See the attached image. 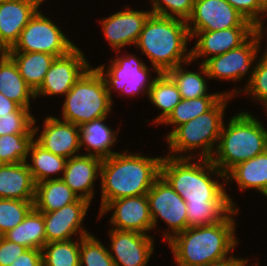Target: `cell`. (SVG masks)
<instances>
[{
  "label": "cell",
  "instance_id": "7bdbcfd3",
  "mask_svg": "<svg viewBox=\"0 0 267 266\" xmlns=\"http://www.w3.org/2000/svg\"><path fill=\"white\" fill-rule=\"evenodd\" d=\"M10 112H30L28 108L20 107L16 102L8 99L0 92V117Z\"/></svg>",
  "mask_w": 267,
  "mask_h": 266
},
{
  "label": "cell",
  "instance_id": "ffe728a7",
  "mask_svg": "<svg viewBox=\"0 0 267 266\" xmlns=\"http://www.w3.org/2000/svg\"><path fill=\"white\" fill-rule=\"evenodd\" d=\"M44 130L36 140L44 149L66 159L80 150V127L49 116L44 121Z\"/></svg>",
  "mask_w": 267,
  "mask_h": 266
},
{
  "label": "cell",
  "instance_id": "9c48e42d",
  "mask_svg": "<svg viewBox=\"0 0 267 266\" xmlns=\"http://www.w3.org/2000/svg\"><path fill=\"white\" fill-rule=\"evenodd\" d=\"M147 199L153 228L158 217L168 224L174 235L188 228L186 202L161 176L147 193Z\"/></svg>",
  "mask_w": 267,
  "mask_h": 266
},
{
  "label": "cell",
  "instance_id": "d6986e66",
  "mask_svg": "<svg viewBox=\"0 0 267 266\" xmlns=\"http://www.w3.org/2000/svg\"><path fill=\"white\" fill-rule=\"evenodd\" d=\"M150 14L151 10L136 11L128 8L101 20L104 35L113 49L120 50L125 45L136 44Z\"/></svg>",
  "mask_w": 267,
  "mask_h": 266
},
{
  "label": "cell",
  "instance_id": "d6a6232c",
  "mask_svg": "<svg viewBox=\"0 0 267 266\" xmlns=\"http://www.w3.org/2000/svg\"><path fill=\"white\" fill-rule=\"evenodd\" d=\"M41 251L43 266H80V241L49 242Z\"/></svg>",
  "mask_w": 267,
  "mask_h": 266
},
{
  "label": "cell",
  "instance_id": "8992f818",
  "mask_svg": "<svg viewBox=\"0 0 267 266\" xmlns=\"http://www.w3.org/2000/svg\"><path fill=\"white\" fill-rule=\"evenodd\" d=\"M112 107L105 81L100 72L88 69L66 94L63 120L77 126L93 119L107 117Z\"/></svg>",
  "mask_w": 267,
  "mask_h": 266
},
{
  "label": "cell",
  "instance_id": "f6af8a7d",
  "mask_svg": "<svg viewBox=\"0 0 267 266\" xmlns=\"http://www.w3.org/2000/svg\"><path fill=\"white\" fill-rule=\"evenodd\" d=\"M8 55V50L0 43V63Z\"/></svg>",
  "mask_w": 267,
  "mask_h": 266
},
{
  "label": "cell",
  "instance_id": "7402d4cb",
  "mask_svg": "<svg viewBox=\"0 0 267 266\" xmlns=\"http://www.w3.org/2000/svg\"><path fill=\"white\" fill-rule=\"evenodd\" d=\"M35 190L27 162L0 164V198L34 201Z\"/></svg>",
  "mask_w": 267,
  "mask_h": 266
},
{
  "label": "cell",
  "instance_id": "f546056e",
  "mask_svg": "<svg viewBox=\"0 0 267 266\" xmlns=\"http://www.w3.org/2000/svg\"><path fill=\"white\" fill-rule=\"evenodd\" d=\"M200 72L195 73L187 70L185 71V69H182L181 65H179L173 69H170L167 74L176 83L181 99H194L203 96L230 95V93L228 94L227 92L220 94H207V81L204 79V77H202V75L208 76V72L203 63L200 65Z\"/></svg>",
  "mask_w": 267,
  "mask_h": 266
},
{
  "label": "cell",
  "instance_id": "1f68e13d",
  "mask_svg": "<svg viewBox=\"0 0 267 266\" xmlns=\"http://www.w3.org/2000/svg\"><path fill=\"white\" fill-rule=\"evenodd\" d=\"M223 96H203L194 99H181L163 123L178 126L209 111Z\"/></svg>",
  "mask_w": 267,
  "mask_h": 266
},
{
  "label": "cell",
  "instance_id": "ee69618b",
  "mask_svg": "<svg viewBox=\"0 0 267 266\" xmlns=\"http://www.w3.org/2000/svg\"><path fill=\"white\" fill-rule=\"evenodd\" d=\"M241 262L240 258H234L233 256L228 257V259H223L217 262L209 263L205 266H239Z\"/></svg>",
  "mask_w": 267,
  "mask_h": 266
},
{
  "label": "cell",
  "instance_id": "6da1fadb",
  "mask_svg": "<svg viewBox=\"0 0 267 266\" xmlns=\"http://www.w3.org/2000/svg\"><path fill=\"white\" fill-rule=\"evenodd\" d=\"M192 157L170 156L169 153V157L162 159L160 176L186 202L188 228L221 222L235 208V203L223 185L209 175L226 176L210 159L200 158L191 164Z\"/></svg>",
  "mask_w": 267,
  "mask_h": 266
},
{
  "label": "cell",
  "instance_id": "5bb4252c",
  "mask_svg": "<svg viewBox=\"0 0 267 266\" xmlns=\"http://www.w3.org/2000/svg\"><path fill=\"white\" fill-rule=\"evenodd\" d=\"M112 209L115 210L110 223L113 224L112 227L115 226L114 229L143 234L153 229L147 194L109 201L100 209L99 216Z\"/></svg>",
  "mask_w": 267,
  "mask_h": 266
},
{
  "label": "cell",
  "instance_id": "3957f363",
  "mask_svg": "<svg viewBox=\"0 0 267 266\" xmlns=\"http://www.w3.org/2000/svg\"><path fill=\"white\" fill-rule=\"evenodd\" d=\"M115 153L101 164V208L119 198L142 196L160 177L162 157Z\"/></svg>",
  "mask_w": 267,
  "mask_h": 266
},
{
  "label": "cell",
  "instance_id": "7c38bea8",
  "mask_svg": "<svg viewBox=\"0 0 267 266\" xmlns=\"http://www.w3.org/2000/svg\"><path fill=\"white\" fill-rule=\"evenodd\" d=\"M83 54L79 48L75 47L68 54L56 57L42 85L35 92V98L39 95H66L90 68Z\"/></svg>",
  "mask_w": 267,
  "mask_h": 266
},
{
  "label": "cell",
  "instance_id": "5b68a950",
  "mask_svg": "<svg viewBox=\"0 0 267 266\" xmlns=\"http://www.w3.org/2000/svg\"><path fill=\"white\" fill-rule=\"evenodd\" d=\"M223 123L216 157L212 163L224 174L238 163L254 158L267 150V130L250 113L233 116L225 128Z\"/></svg>",
  "mask_w": 267,
  "mask_h": 266
},
{
  "label": "cell",
  "instance_id": "7a4b0ae2",
  "mask_svg": "<svg viewBox=\"0 0 267 266\" xmlns=\"http://www.w3.org/2000/svg\"><path fill=\"white\" fill-rule=\"evenodd\" d=\"M235 208L221 221L211 225L187 228L176 234L164 233L178 266H205L228 257L238 243L234 237Z\"/></svg>",
  "mask_w": 267,
  "mask_h": 266
},
{
  "label": "cell",
  "instance_id": "bcb514c9",
  "mask_svg": "<svg viewBox=\"0 0 267 266\" xmlns=\"http://www.w3.org/2000/svg\"><path fill=\"white\" fill-rule=\"evenodd\" d=\"M246 263H247V259H242L241 258V262H240V265L239 266H246ZM247 266H248V264H247Z\"/></svg>",
  "mask_w": 267,
  "mask_h": 266
},
{
  "label": "cell",
  "instance_id": "8fae6325",
  "mask_svg": "<svg viewBox=\"0 0 267 266\" xmlns=\"http://www.w3.org/2000/svg\"><path fill=\"white\" fill-rule=\"evenodd\" d=\"M111 62L107 72H105L106 76L104 75V65L96 68L105 81L110 98L111 88L129 95H136V93L138 94L142 90L145 92L144 90L147 89L148 95L153 80L148 83V67L143 62L134 57V55H127L123 58L117 57L116 60Z\"/></svg>",
  "mask_w": 267,
  "mask_h": 266
},
{
  "label": "cell",
  "instance_id": "f35d334b",
  "mask_svg": "<svg viewBox=\"0 0 267 266\" xmlns=\"http://www.w3.org/2000/svg\"><path fill=\"white\" fill-rule=\"evenodd\" d=\"M240 14L254 25V34L258 41L263 34V23L258 16L267 4V0H226Z\"/></svg>",
  "mask_w": 267,
  "mask_h": 266
},
{
  "label": "cell",
  "instance_id": "484cf974",
  "mask_svg": "<svg viewBox=\"0 0 267 266\" xmlns=\"http://www.w3.org/2000/svg\"><path fill=\"white\" fill-rule=\"evenodd\" d=\"M106 117L93 119L80 126V146L86 145L88 155L108 158L117 152L110 150L111 146L116 142L118 135L112 131L103 121ZM91 149L94 151L91 152ZM91 152V153H90Z\"/></svg>",
  "mask_w": 267,
  "mask_h": 266
},
{
  "label": "cell",
  "instance_id": "cb8c5ba5",
  "mask_svg": "<svg viewBox=\"0 0 267 266\" xmlns=\"http://www.w3.org/2000/svg\"><path fill=\"white\" fill-rule=\"evenodd\" d=\"M15 62L19 74L34 93L42 85L45 75L56 58L42 52H8Z\"/></svg>",
  "mask_w": 267,
  "mask_h": 266
},
{
  "label": "cell",
  "instance_id": "d590c367",
  "mask_svg": "<svg viewBox=\"0 0 267 266\" xmlns=\"http://www.w3.org/2000/svg\"><path fill=\"white\" fill-rule=\"evenodd\" d=\"M80 266H115L109 250L94 236L80 237Z\"/></svg>",
  "mask_w": 267,
  "mask_h": 266
},
{
  "label": "cell",
  "instance_id": "44dd1931",
  "mask_svg": "<svg viewBox=\"0 0 267 266\" xmlns=\"http://www.w3.org/2000/svg\"><path fill=\"white\" fill-rule=\"evenodd\" d=\"M102 160L88 154L75 155L67 160L63 176L55 179H62L79 198L91 202L94 196L93 183L101 174L98 171H101Z\"/></svg>",
  "mask_w": 267,
  "mask_h": 266
},
{
  "label": "cell",
  "instance_id": "ab89813d",
  "mask_svg": "<svg viewBox=\"0 0 267 266\" xmlns=\"http://www.w3.org/2000/svg\"><path fill=\"white\" fill-rule=\"evenodd\" d=\"M152 4V14L172 18H176L177 16L178 19L187 21L192 14L194 0H152ZM162 4H164L165 7Z\"/></svg>",
  "mask_w": 267,
  "mask_h": 266
},
{
  "label": "cell",
  "instance_id": "836d02e7",
  "mask_svg": "<svg viewBox=\"0 0 267 266\" xmlns=\"http://www.w3.org/2000/svg\"><path fill=\"white\" fill-rule=\"evenodd\" d=\"M38 128L28 134H8L0 136V164L27 162L29 148Z\"/></svg>",
  "mask_w": 267,
  "mask_h": 266
},
{
  "label": "cell",
  "instance_id": "ac0fdd59",
  "mask_svg": "<svg viewBox=\"0 0 267 266\" xmlns=\"http://www.w3.org/2000/svg\"><path fill=\"white\" fill-rule=\"evenodd\" d=\"M44 0H5L0 3V43L11 49L20 32L36 14Z\"/></svg>",
  "mask_w": 267,
  "mask_h": 266
},
{
  "label": "cell",
  "instance_id": "74e56055",
  "mask_svg": "<svg viewBox=\"0 0 267 266\" xmlns=\"http://www.w3.org/2000/svg\"><path fill=\"white\" fill-rule=\"evenodd\" d=\"M30 112H10L0 117V136L8 134H28L35 124Z\"/></svg>",
  "mask_w": 267,
  "mask_h": 266
},
{
  "label": "cell",
  "instance_id": "ba28073f",
  "mask_svg": "<svg viewBox=\"0 0 267 266\" xmlns=\"http://www.w3.org/2000/svg\"><path fill=\"white\" fill-rule=\"evenodd\" d=\"M75 47L49 18L37 11L8 52H42L60 57Z\"/></svg>",
  "mask_w": 267,
  "mask_h": 266
},
{
  "label": "cell",
  "instance_id": "2e32d148",
  "mask_svg": "<svg viewBox=\"0 0 267 266\" xmlns=\"http://www.w3.org/2000/svg\"><path fill=\"white\" fill-rule=\"evenodd\" d=\"M110 238L115 266H145L154 250L153 238L147 234L112 228Z\"/></svg>",
  "mask_w": 267,
  "mask_h": 266
},
{
  "label": "cell",
  "instance_id": "d4e9b609",
  "mask_svg": "<svg viewBox=\"0 0 267 266\" xmlns=\"http://www.w3.org/2000/svg\"><path fill=\"white\" fill-rule=\"evenodd\" d=\"M78 199L79 197L62 179H49L36 184L33 206L39 212H51Z\"/></svg>",
  "mask_w": 267,
  "mask_h": 266
},
{
  "label": "cell",
  "instance_id": "e0dca14e",
  "mask_svg": "<svg viewBox=\"0 0 267 266\" xmlns=\"http://www.w3.org/2000/svg\"><path fill=\"white\" fill-rule=\"evenodd\" d=\"M190 37L197 36L195 47L191 52V61L197 57L211 55V57L224 54L240 47L253 34L254 27H235L216 31H189Z\"/></svg>",
  "mask_w": 267,
  "mask_h": 266
},
{
  "label": "cell",
  "instance_id": "52a82bcc",
  "mask_svg": "<svg viewBox=\"0 0 267 266\" xmlns=\"http://www.w3.org/2000/svg\"><path fill=\"white\" fill-rule=\"evenodd\" d=\"M229 98L232 95H224L209 111L173 129L167 135L170 150L180 154L202 147V159H211L215 152L212 151L213 145L219 141Z\"/></svg>",
  "mask_w": 267,
  "mask_h": 266
},
{
  "label": "cell",
  "instance_id": "83f0119b",
  "mask_svg": "<svg viewBox=\"0 0 267 266\" xmlns=\"http://www.w3.org/2000/svg\"><path fill=\"white\" fill-rule=\"evenodd\" d=\"M3 236L27 249L41 250L46 244L43 213L33 207L20 224Z\"/></svg>",
  "mask_w": 267,
  "mask_h": 266
},
{
  "label": "cell",
  "instance_id": "603a6c76",
  "mask_svg": "<svg viewBox=\"0 0 267 266\" xmlns=\"http://www.w3.org/2000/svg\"><path fill=\"white\" fill-rule=\"evenodd\" d=\"M229 178L237 181L236 183L243 189H256L261 194H267V150L258 154L254 158L238 163L226 174Z\"/></svg>",
  "mask_w": 267,
  "mask_h": 266
},
{
  "label": "cell",
  "instance_id": "60d3db41",
  "mask_svg": "<svg viewBox=\"0 0 267 266\" xmlns=\"http://www.w3.org/2000/svg\"><path fill=\"white\" fill-rule=\"evenodd\" d=\"M27 248L0 236V266H9Z\"/></svg>",
  "mask_w": 267,
  "mask_h": 266
},
{
  "label": "cell",
  "instance_id": "e575fe53",
  "mask_svg": "<svg viewBox=\"0 0 267 266\" xmlns=\"http://www.w3.org/2000/svg\"><path fill=\"white\" fill-rule=\"evenodd\" d=\"M34 201L0 198V236L20 224L34 207Z\"/></svg>",
  "mask_w": 267,
  "mask_h": 266
},
{
  "label": "cell",
  "instance_id": "4316f807",
  "mask_svg": "<svg viewBox=\"0 0 267 266\" xmlns=\"http://www.w3.org/2000/svg\"><path fill=\"white\" fill-rule=\"evenodd\" d=\"M0 92L22 108L30 109V98L34 91L19 74L15 62L7 55L0 63Z\"/></svg>",
  "mask_w": 267,
  "mask_h": 266
},
{
  "label": "cell",
  "instance_id": "277c9868",
  "mask_svg": "<svg viewBox=\"0 0 267 266\" xmlns=\"http://www.w3.org/2000/svg\"><path fill=\"white\" fill-rule=\"evenodd\" d=\"M187 21L150 14L145 21L136 46L150 59L157 75L183 63L191 62V52L185 54L190 34ZM185 55V56H184Z\"/></svg>",
  "mask_w": 267,
  "mask_h": 266
},
{
  "label": "cell",
  "instance_id": "30bf717a",
  "mask_svg": "<svg viewBox=\"0 0 267 266\" xmlns=\"http://www.w3.org/2000/svg\"><path fill=\"white\" fill-rule=\"evenodd\" d=\"M189 23H192L191 26ZM188 31H216L235 27H254L226 0H194L187 20Z\"/></svg>",
  "mask_w": 267,
  "mask_h": 266
},
{
  "label": "cell",
  "instance_id": "4dcf8cb0",
  "mask_svg": "<svg viewBox=\"0 0 267 266\" xmlns=\"http://www.w3.org/2000/svg\"><path fill=\"white\" fill-rule=\"evenodd\" d=\"M31 154L32 164H28L29 171L35 183H40L49 179L50 175L64 172L67 159L44 149L35 140L31 143L29 148Z\"/></svg>",
  "mask_w": 267,
  "mask_h": 266
},
{
  "label": "cell",
  "instance_id": "4fadbf2b",
  "mask_svg": "<svg viewBox=\"0 0 267 266\" xmlns=\"http://www.w3.org/2000/svg\"><path fill=\"white\" fill-rule=\"evenodd\" d=\"M257 37L253 34L240 47L232 49L224 54L207 58L203 61L209 78L226 80H240L254 59L258 56L259 44Z\"/></svg>",
  "mask_w": 267,
  "mask_h": 266
},
{
  "label": "cell",
  "instance_id": "9a60e30c",
  "mask_svg": "<svg viewBox=\"0 0 267 266\" xmlns=\"http://www.w3.org/2000/svg\"><path fill=\"white\" fill-rule=\"evenodd\" d=\"M89 204V201L79 198L76 202L67 204L61 209L41 212L44 218L46 243L71 240V236L78 231L80 237L90 235L81 227Z\"/></svg>",
  "mask_w": 267,
  "mask_h": 266
},
{
  "label": "cell",
  "instance_id": "8d00e7d4",
  "mask_svg": "<svg viewBox=\"0 0 267 266\" xmlns=\"http://www.w3.org/2000/svg\"><path fill=\"white\" fill-rule=\"evenodd\" d=\"M248 85L245 87L246 93L249 92L257 100L263 102L267 108V51L254 66L249 77Z\"/></svg>",
  "mask_w": 267,
  "mask_h": 266
},
{
  "label": "cell",
  "instance_id": "7dc6e473",
  "mask_svg": "<svg viewBox=\"0 0 267 266\" xmlns=\"http://www.w3.org/2000/svg\"><path fill=\"white\" fill-rule=\"evenodd\" d=\"M267 13V4H266V6L264 7V9L262 10V13L261 14H264V13ZM266 51H267V49H266Z\"/></svg>",
  "mask_w": 267,
  "mask_h": 266
},
{
  "label": "cell",
  "instance_id": "b9f144b4",
  "mask_svg": "<svg viewBox=\"0 0 267 266\" xmlns=\"http://www.w3.org/2000/svg\"><path fill=\"white\" fill-rule=\"evenodd\" d=\"M9 266H43L42 251L39 249H27Z\"/></svg>",
  "mask_w": 267,
  "mask_h": 266
},
{
  "label": "cell",
  "instance_id": "f1b7e54d",
  "mask_svg": "<svg viewBox=\"0 0 267 266\" xmlns=\"http://www.w3.org/2000/svg\"><path fill=\"white\" fill-rule=\"evenodd\" d=\"M153 79L148 97L158 109L162 110V113L154 120L156 123H162L181 101V96L176 83L167 73H159Z\"/></svg>",
  "mask_w": 267,
  "mask_h": 266
}]
</instances>
